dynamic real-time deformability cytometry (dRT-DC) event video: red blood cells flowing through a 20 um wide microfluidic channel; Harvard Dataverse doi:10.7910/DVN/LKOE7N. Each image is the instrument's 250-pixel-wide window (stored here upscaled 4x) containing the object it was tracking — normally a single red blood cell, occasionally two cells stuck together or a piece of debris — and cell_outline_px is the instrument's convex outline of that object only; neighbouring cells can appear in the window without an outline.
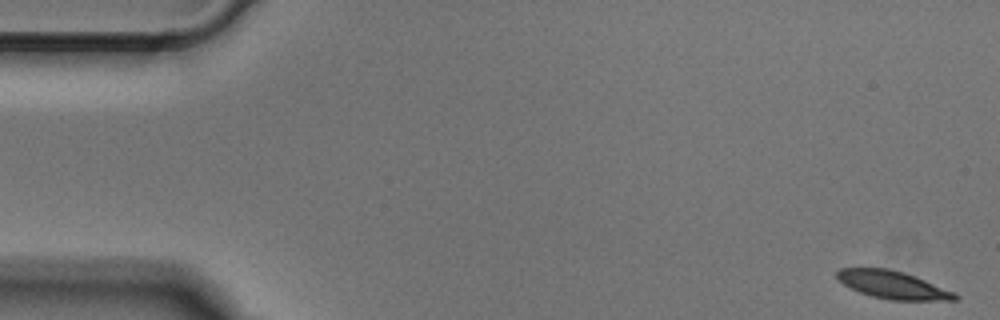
{"species": "Egyptian fruit bat (a non-hibernating species)", "species_latin": "Rousettus aegyptiacus", "temperature_condition": "cold", "stored_images_in_passage": 50, "camera_frame_rate_fps": 3000, "um_per_image_px": 0.085, "animal": {"sex": "male"}, "frame": {"image": 1, "passage_image": 1, "time_ms": 0.0, "image_size_px": [1000, 320], "cell_outline_px": [[960, 296], [956, 300], [888, 300], [872, 296], [860, 292], [836, 280], [836, 272], [840, 268], [888, 268], [904, 272], [916, 276], [956, 292]], "centroid_in_image_um": [75.91, 24.21], "position_along_channel_um": 9.1, "area_um2": 19.25}}
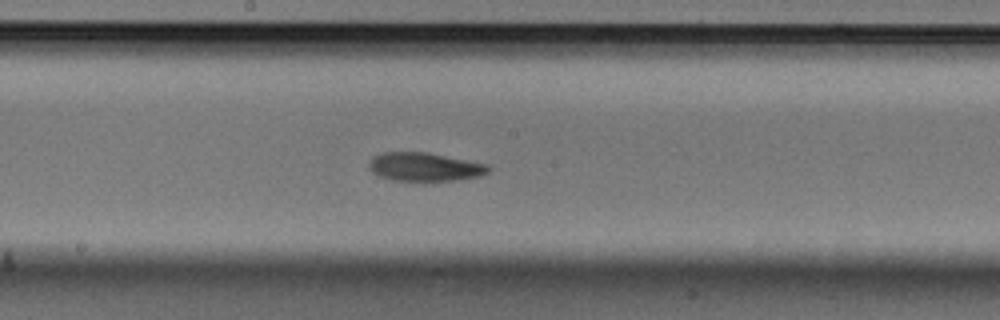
{"frame": {"image": 2, "passage_image": 26, "time_ms": 8.333, "image_size_px": [1000, 320], "cell_outline_px": [[492, 168], [488, 172], [480, 176], [456, 180], [392, 180], [380, 176], [372, 172], [368, 168], [368, 164], [372, 156], [384, 152], [428, 152], [488, 164]], "centroid_in_image_um": [36.1, 14.17], "position_along_channel_um": 212.1, "area_um2": 19.88}}
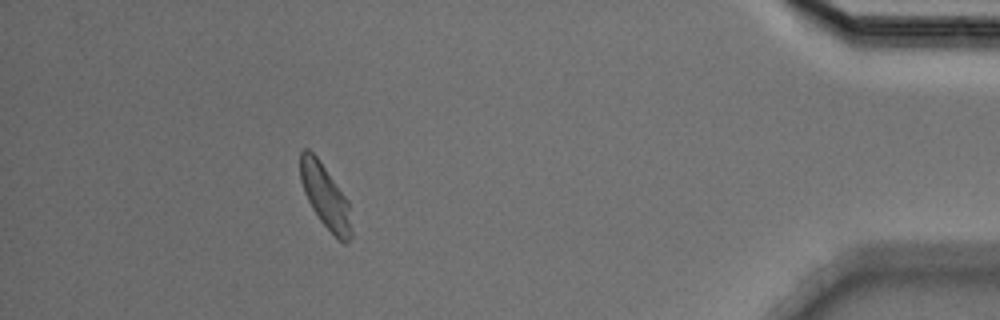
{"frame": {"image": 3, "passage_image": 45, "time_ms": 14.667, "image_size_px": [1000, 320], "cell_outline_px": [[352, 236], [344, 244], [320, 220], [312, 208], [304, 192], [300, 180], [300, 152], [304, 148], [308, 148], [316, 156], [348, 200], [352, 228]], "centroid_in_image_um": [27.64, 16.68], "position_along_channel_um": 407.6, "area_um2": 18.67}}